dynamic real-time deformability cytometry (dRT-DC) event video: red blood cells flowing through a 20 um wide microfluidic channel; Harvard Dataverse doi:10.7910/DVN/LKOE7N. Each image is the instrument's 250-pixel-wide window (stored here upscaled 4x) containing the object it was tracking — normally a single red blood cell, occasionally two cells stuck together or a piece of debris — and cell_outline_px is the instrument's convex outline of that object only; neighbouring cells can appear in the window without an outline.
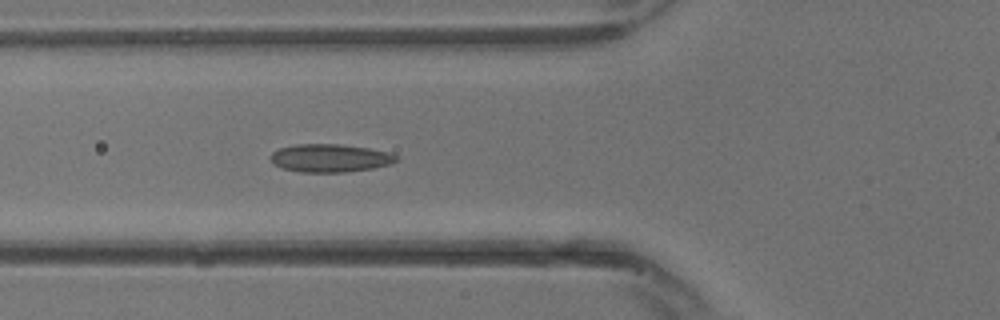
{"species": "common noctule bat (a hibernating species)", "species_latin": "Nyctalus noctula", "temperature_condition": "warm", "stored_images_in_passage": 11, "camera_frame_rate_fps": 3000, "um_per_image_px": 0.085, "animal": {"sex": "male", "body_mass_g": 13.3}, "frame": {"image": 1, "passage_image": 11, "time_ms": 3.333, "image_size_px": [1000, 320], "cell_outline_px": [[400, 160], [392, 164], [372, 168], [348, 172], [300, 172], [284, 168], [272, 164], [268, 156], [272, 152], [280, 148], [296, 144], [340, 144], [368, 148], [388, 152], [400, 156]], "centroid_in_image_um": [28.07, 13.44], "position_along_channel_um": 97.7, "area_um2": 20.81}}